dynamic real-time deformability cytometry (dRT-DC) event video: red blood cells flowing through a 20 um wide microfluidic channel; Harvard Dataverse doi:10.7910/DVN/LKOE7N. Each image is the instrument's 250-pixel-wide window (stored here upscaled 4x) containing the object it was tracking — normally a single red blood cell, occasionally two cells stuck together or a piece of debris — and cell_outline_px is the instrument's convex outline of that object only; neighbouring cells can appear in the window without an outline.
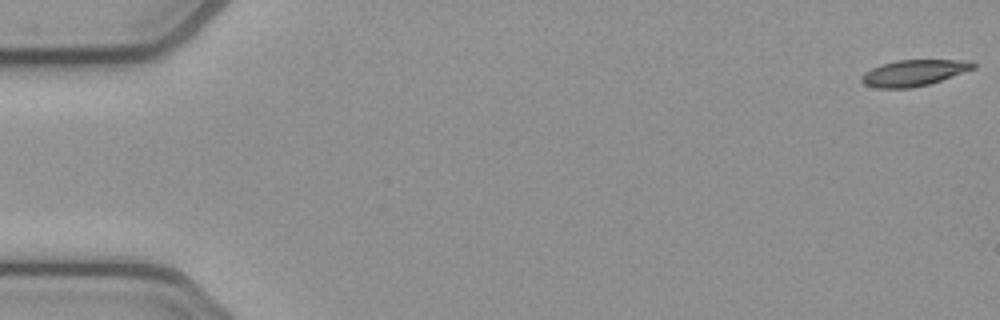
{"species": "common noctule bat (a hibernating species)", "species_latin": "Nyctalus noctula", "temperature_condition": "cold", "stored_images_in_passage": 53, "camera_frame_rate_fps": 3000, "um_per_image_px": 0.085, "animal": {"sex": "female", "body_mass_g": 21.9}, "frame": {"image": 1, "passage_image": 1, "time_ms": 0.0, "image_size_px": [1000, 320], "cell_outline_px": [[976, 68], [928, 84], [912, 88], [876, 88], [864, 84], [860, 80], [860, 76], [864, 72], [880, 64], [896, 60], [972, 60], [976, 64]], "centroid_in_image_um": [77.65, 6.18], "position_along_channel_um": 7.3, "area_um2": 17.11}}
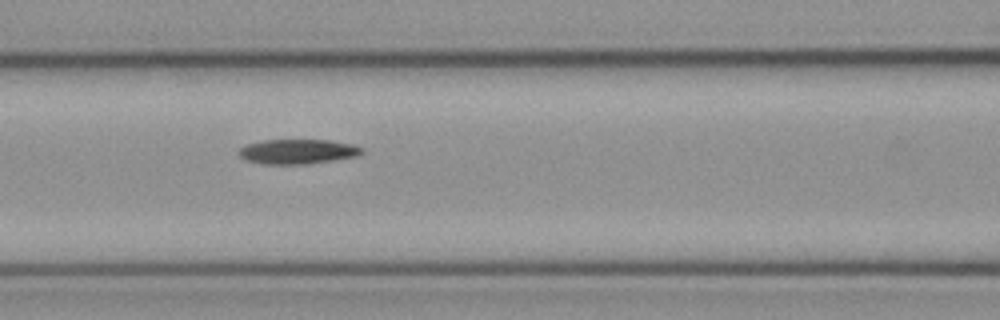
{"frame": {"image": 2, "passage_image": 23, "time_ms": 7.333, "image_size_px": [1000, 320], "cell_outline_px": [[364, 152], [356, 156], [308, 164], [260, 164], [244, 160], [236, 152], [240, 148], [248, 144], [264, 140], [328, 140], [352, 144], [364, 148]], "centroid_in_image_um": [25.27, 12.89], "position_along_channel_um": 141.3, "area_um2": 17.8}}
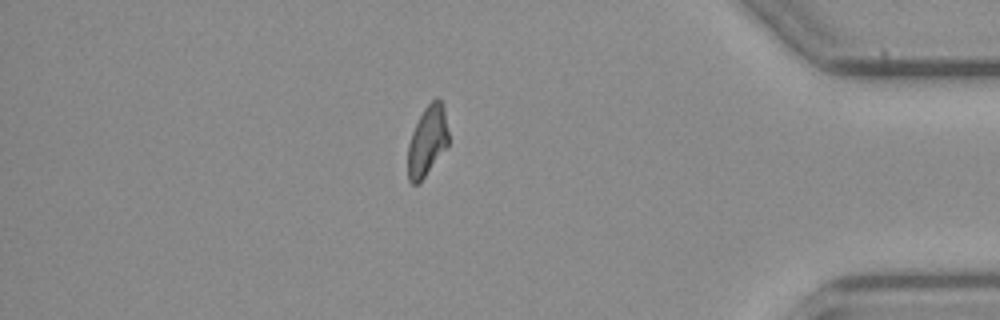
{"frame": {"image": 3, "passage_image": 46, "time_ms": 15.0, "image_size_px": [1000, 320], "cell_outline_px": [[448, 144], [424, 176], [416, 184], [412, 184], [408, 180], [408, 144], [412, 132], [424, 108], [436, 96], [440, 100], [444, 108], [448, 132]], "centroid_in_image_um": [36.31, 11.94], "position_along_channel_um": 398.9, "area_um2": 16.18}}